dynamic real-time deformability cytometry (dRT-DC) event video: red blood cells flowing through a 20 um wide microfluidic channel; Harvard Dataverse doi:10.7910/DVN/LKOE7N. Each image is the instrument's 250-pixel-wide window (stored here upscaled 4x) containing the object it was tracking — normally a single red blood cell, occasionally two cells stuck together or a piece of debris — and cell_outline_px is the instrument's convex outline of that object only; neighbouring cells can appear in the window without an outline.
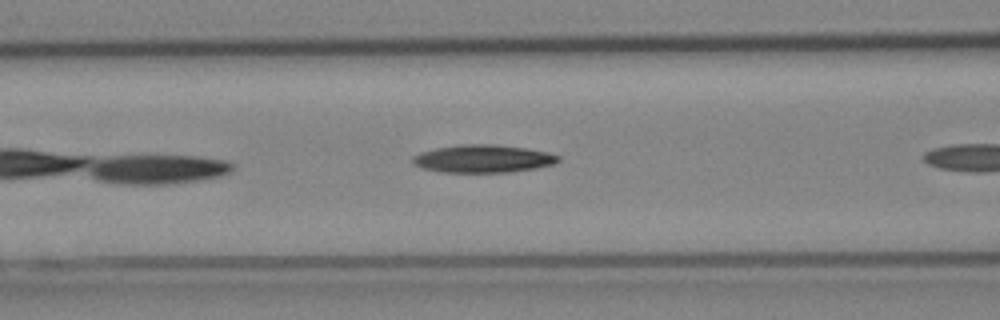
{"species": "Egyptian fruit bat (a non-hibernating species)", "species_latin": "Rousettus aegyptiacus", "temperature_condition": "cold", "stored_images_in_passage": 15, "camera_frame_rate_fps": 3000, "um_per_image_px": 0.085, "animal": {"sex": "female"}, "frame": {"image": 1, "passage_image": 7, "time_ms": 2.0, "image_size_px": [1000, 320], "cell_outline_px": [[560, 160], [552, 164], [536, 168], [508, 172], [440, 172], [420, 168], [412, 164], [412, 156], [420, 152], [436, 148], [460, 144], [496, 144], [528, 148], [548, 152], [560, 156]], "centroid_in_image_um": [41.02, 13.48], "position_along_channel_um": 125.6, "area_um2": 23.81}}